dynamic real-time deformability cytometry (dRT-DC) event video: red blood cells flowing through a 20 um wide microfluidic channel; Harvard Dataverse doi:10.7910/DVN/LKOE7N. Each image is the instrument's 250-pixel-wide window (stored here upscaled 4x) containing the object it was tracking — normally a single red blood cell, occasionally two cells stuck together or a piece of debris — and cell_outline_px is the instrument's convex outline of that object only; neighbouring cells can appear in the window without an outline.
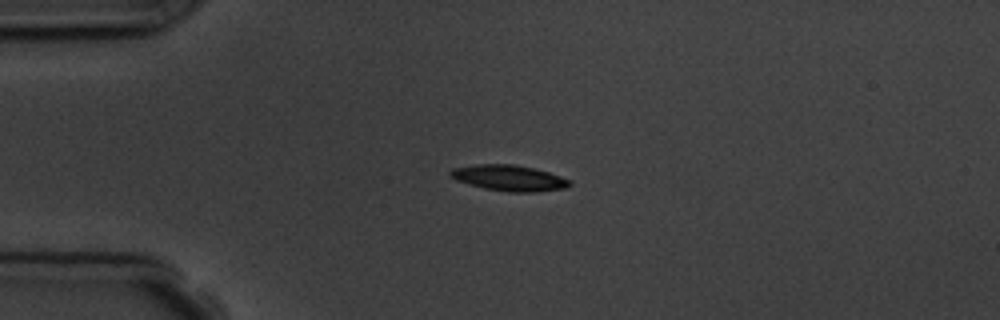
{"species": "common noctule bat (a hibernating species)", "species_latin": "Nyctalus noctula", "temperature_condition": "room temperature", "stored_images_in_passage": 14, "camera_frame_rate_fps": 3000, "um_per_image_px": 0.085, "animal": {"sex": "male", "body_mass_g": 19.5, "forearm_length_mm": 54.6}, "frame": {"image": 1, "passage_image": 3, "time_ms": 3.0, "image_size_px": [1000, 320], "cell_outline_px": [[572, 184], [568, 188], [536, 192], [508, 192], [484, 188], [456, 180], [448, 176], [448, 172], [452, 168], [476, 164], [512, 164], [532, 168], [548, 172], [572, 180]], "centroid_in_image_um": [43.28, 15.13], "position_along_channel_um": 41.7, "area_um2": 18.09}}
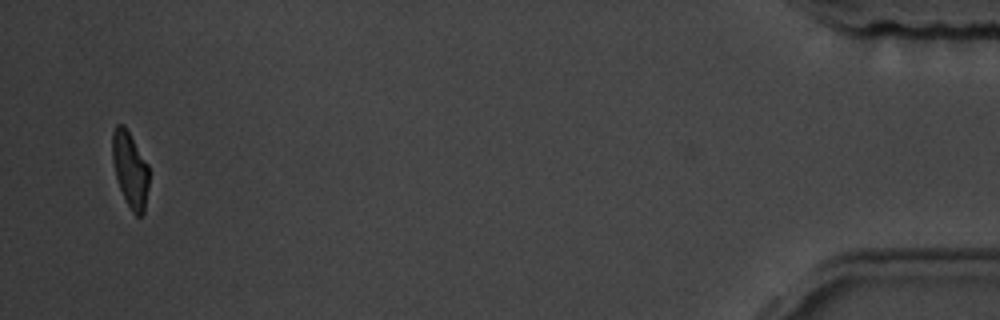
{"frame": {"image": 2, "passage_image": 14, "time_ms": 16.333, "image_size_px": [1000, 320], "cell_outline_px": [[148, 184], [144, 212], [140, 216], [136, 216], [132, 212], [120, 188], [116, 176], [112, 160], [112, 132], [116, 124], [124, 124], [148, 164]], "centroid_in_image_um": [11.05, 14.37], "position_along_channel_um": 424.2, "area_um2": 15.95}, "authors_computed_cell_mechanics": {"area_um2": 17.0799, "velocity_mm_per_s": 3.7071, "shape_relaxation_time_tau1_ms": 1.1988, "shape_relaxation_time_tau2_ms": 5.0547, "deformation_change_tau1": 0.0882, "deformation_change_tau2": 0.119}}